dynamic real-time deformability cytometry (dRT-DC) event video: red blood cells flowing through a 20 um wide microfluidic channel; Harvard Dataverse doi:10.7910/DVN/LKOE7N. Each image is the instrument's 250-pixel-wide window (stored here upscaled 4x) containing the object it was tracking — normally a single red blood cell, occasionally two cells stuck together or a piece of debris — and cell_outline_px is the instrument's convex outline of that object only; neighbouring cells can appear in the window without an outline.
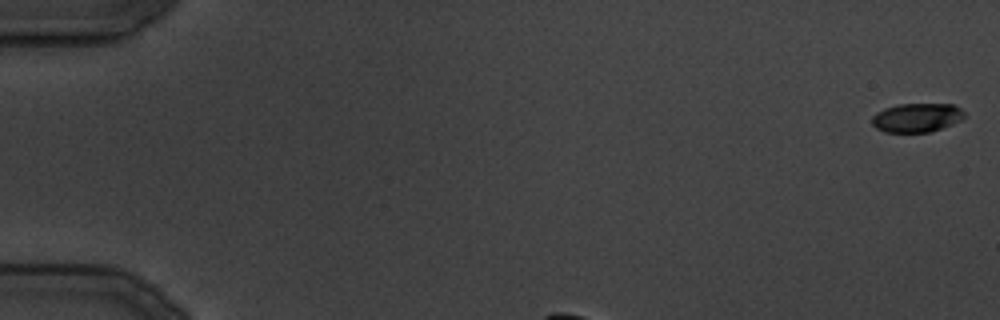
{"species": "common noctule bat (a hibernating species)", "species_latin": "Nyctalus noctula", "temperature_condition": "cold", "stored_images_in_passage": 19, "camera_frame_rate_fps": 3000, "um_per_image_px": 0.085, "animal": {"sex": "male", "body_mass_g": 19.5, "forearm_length_mm": 54.6}, "frame": {"image": 1, "passage_image": 1, "time_ms": 0.0, "image_size_px": [1000, 320], "cell_outline_px": [[964, 116], [960, 120], [952, 124], [932, 132], [884, 132], [876, 128], [872, 124], [872, 116], [876, 112], [884, 108], [896, 104], [956, 104], [964, 112]], "centroid_in_image_um": [77.91, 9.99], "position_along_channel_um": 7.1, "area_um2": 15.72}}
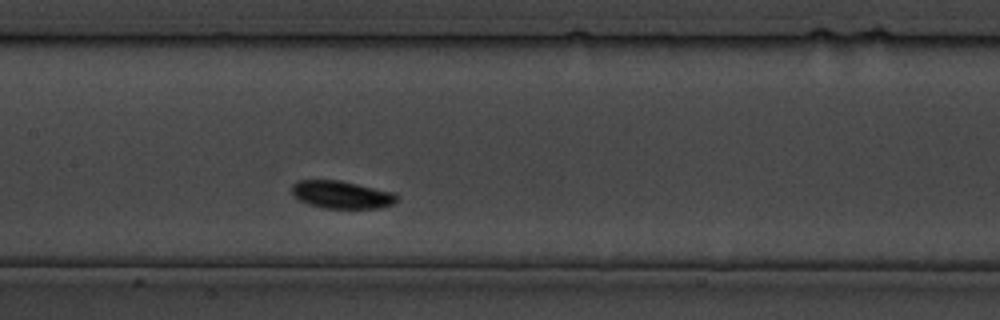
{"frame": {"image": 2, "passage_image": 12, "time_ms": 13.667, "image_size_px": [1000, 320], "cell_outline_px": [[400, 196], [392, 204], [380, 208], [324, 208], [308, 204], [292, 196], [292, 184], [296, 180], [340, 180], [396, 192]], "centroid_in_image_um": [29.05, 16.54], "position_along_channel_um": 178.4, "area_um2": 17.17}}
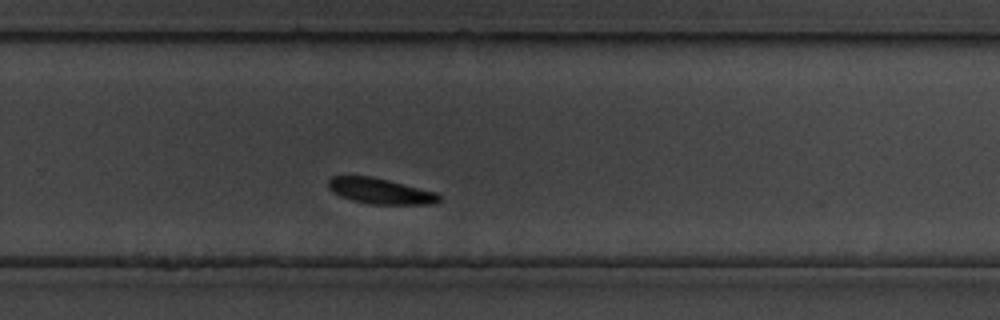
{"frame": {"image": 3, "passage_image": 19, "time_ms": 21.667, "image_size_px": [1000, 320], "cell_outline_px": [[440, 200], [436, 204], [368, 204], [352, 200], [340, 196], [332, 192], [328, 188], [328, 180], [332, 176], [372, 176], [436, 192], [440, 196]], "centroid_in_image_um": [32.3, 16.24], "position_along_channel_um": 297.5, "area_um2": 16.59}}